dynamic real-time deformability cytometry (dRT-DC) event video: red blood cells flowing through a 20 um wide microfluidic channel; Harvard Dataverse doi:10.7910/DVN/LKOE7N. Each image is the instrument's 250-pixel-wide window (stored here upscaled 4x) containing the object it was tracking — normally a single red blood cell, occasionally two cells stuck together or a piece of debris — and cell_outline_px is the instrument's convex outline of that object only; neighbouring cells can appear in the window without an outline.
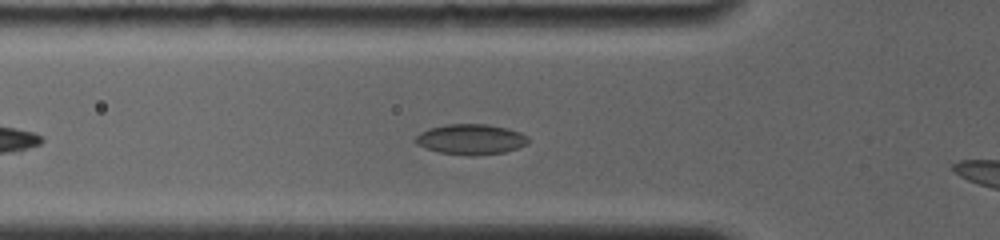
{"species": "common noctule bat (a hibernating species)", "species_latin": "Nyctalus noctula", "temperature_condition": "room temperature", "stored_images_in_passage": 44, "camera_frame_rate_fps": 4000, "um_per_image_px": 0.085, "animal": {"sex": "female", "body_mass_g": 19.0, "forearm_length_mm": 56.7}, "frame": {"image": 1, "passage_image": 8, "time_ms": 1.75, "image_size_px": [1000, 240], "cell_outline_px": [[528, 144], [504, 152], [472, 156], [468, 156], [440, 152], [424, 148], [416, 144], [412, 140], [420, 132], [428, 128], [444, 124], [488, 124], [520, 132], [528, 136]], "centroid_in_image_um": [39.97, 11.84], "position_along_channel_um": 85.8, "area_um2": 20.11}}
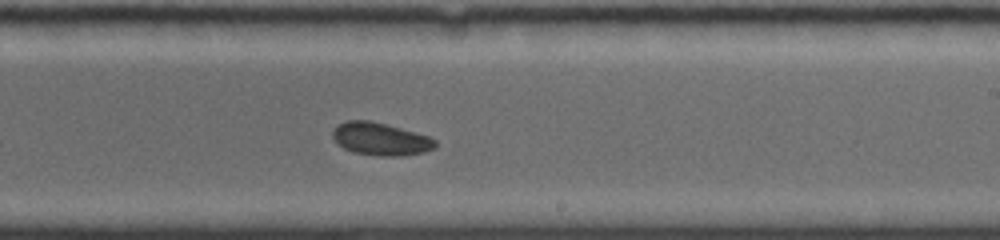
{"frame": {"image": 2, "passage_image": 26, "time_ms": 6.25, "image_size_px": [1000, 240], "cell_outline_px": [[436, 148], [424, 152], [400, 156], [380, 156], [352, 152], [344, 148], [332, 136], [332, 132], [336, 124], [348, 120], [368, 120], [400, 128], [428, 136], [436, 140]], "centroid_in_image_um": [32.34, 11.82], "position_along_channel_um": 256.7, "area_um2": 19.42}}
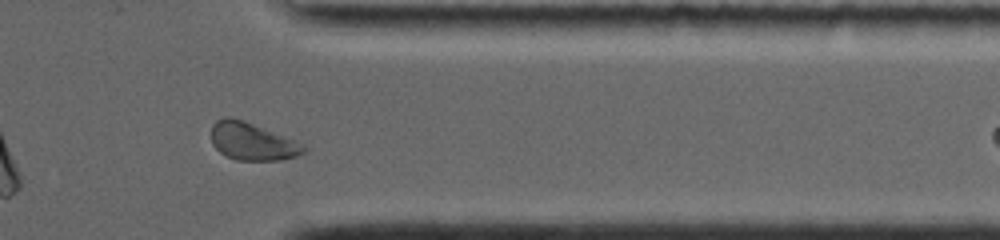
{"frame": {"image": 3, "passage_image": 40, "time_ms": 9.75, "image_size_px": [1000, 240], "cell_outline_px": [[308, 148], [304, 152], [296, 156], [284, 160], [236, 160], [220, 152], [212, 144], [212, 124], [216, 120], [224, 116], [228, 116], [244, 120], [296, 140], [304, 144]], "centroid_in_image_um": [21.46, 12.01], "position_along_channel_um": 389.9, "area_um2": 20.4}}